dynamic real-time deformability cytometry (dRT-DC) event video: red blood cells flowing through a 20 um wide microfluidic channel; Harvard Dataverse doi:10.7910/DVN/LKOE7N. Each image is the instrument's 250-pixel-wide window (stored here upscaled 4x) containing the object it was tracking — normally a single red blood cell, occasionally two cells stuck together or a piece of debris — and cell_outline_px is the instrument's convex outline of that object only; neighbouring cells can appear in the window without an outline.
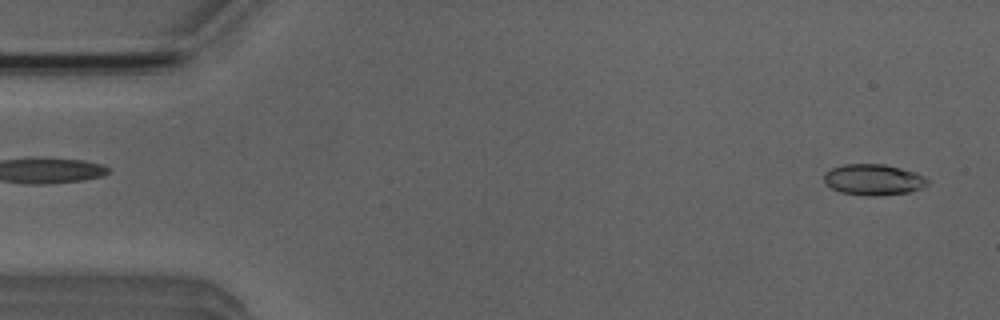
{"species": "Egyptian fruit bat (a non-hibernating species)", "species_latin": "Rousettus aegyptiacus", "temperature_condition": "room temperature", "stored_images_in_passage": 51, "camera_frame_rate_fps": 3000, "um_per_image_px": 0.085, "animal": {"sex": "male"}, "frame": {"image": 1, "passage_image": 2, "time_ms": 0.333, "image_size_px": [1000, 320], "cell_outline_px": [[928, 184], [920, 188], [908, 192], [876, 196], [864, 196], [840, 192], [824, 184], [824, 172], [832, 168], [844, 164], [884, 164], [916, 172], [924, 176], [928, 180]], "centroid_in_image_um": [74.21, 15.27], "position_along_channel_um": 10.8, "area_um2": 18.79}}
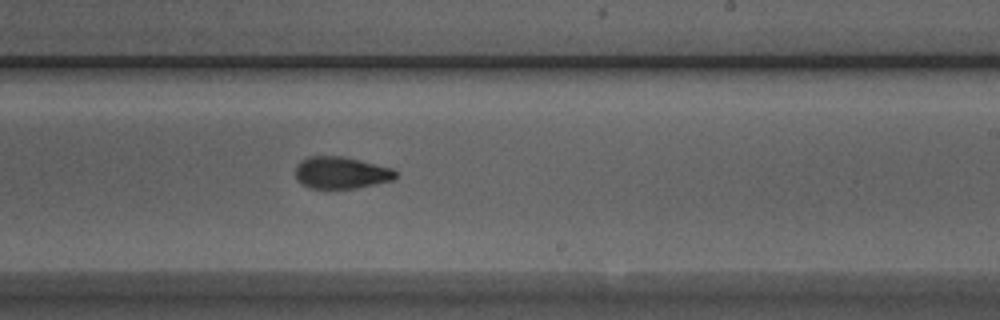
{"frame": {"image": 2, "passage_image": 30, "time_ms": 9.667, "image_size_px": [1000, 320], "cell_outline_px": [[396, 176], [392, 180], [356, 188], [308, 188], [296, 180], [296, 164], [300, 160], [308, 156], [340, 156], [392, 168], [396, 172]], "centroid_in_image_um": [28.93, 14.68], "position_along_channel_um": 260.1, "area_um2": 18.5}}
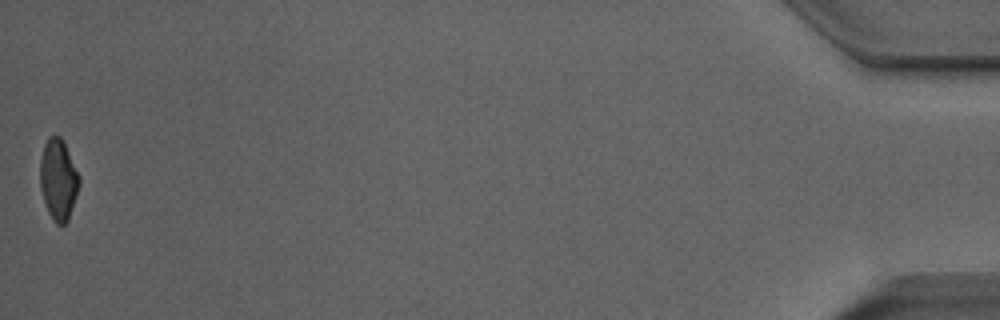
{"frame": {"image": 3, "passage_image": 51, "time_ms": 16.667, "image_size_px": [1000, 320], "cell_outline_px": [[80, 184], [68, 220], [64, 224], [56, 224], [52, 220], [48, 212], [40, 188], [40, 160], [44, 144], [48, 136], [60, 136], [80, 176]], "centroid_in_image_um": [4.95, 15.27], "position_along_channel_um": 430.3, "area_um2": 18.32}, "authors_computed_cell_mechanics": {"area_um2": 18.785, "velocity_mm_per_s": 3.9327, "shape_relaxation_time_tau1_ms": 7.9167, "shape_relaxation_time_tau2_ms": 2.1197, "deformation_change_tau1": 0.2051, "deformation_change_tau2": 0.0845}}